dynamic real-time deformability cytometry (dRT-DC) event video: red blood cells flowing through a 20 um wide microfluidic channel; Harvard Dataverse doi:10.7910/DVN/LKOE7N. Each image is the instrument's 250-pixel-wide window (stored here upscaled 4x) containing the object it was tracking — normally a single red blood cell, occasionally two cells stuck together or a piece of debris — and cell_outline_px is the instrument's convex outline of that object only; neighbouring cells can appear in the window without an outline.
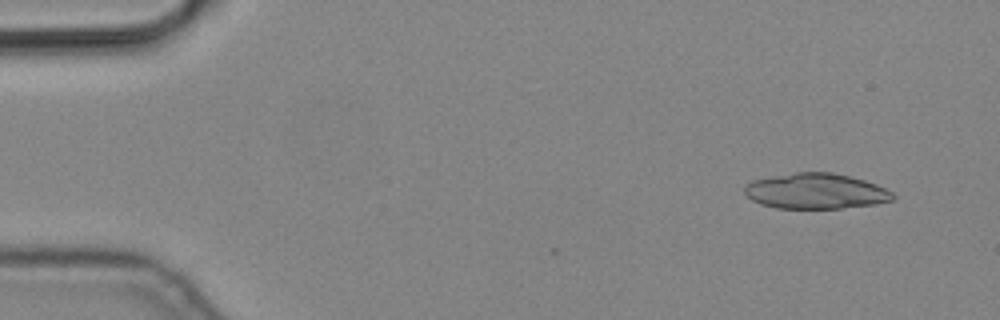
{"species": "common noctule bat (a hibernating species)", "species_latin": "Nyctalus noctula", "temperature_condition": "cold", "stored_images_in_passage": 8, "camera_frame_rate_fps": 3000, "um_per_image_px": 0.085, "animal": {"sex": "male", "body_mass_g": 19.2, "forearm_length_mm": 51.8}, "frame": {"image": 1, "passage_image": 2, "time_ms": 0.333, "image_size_px": [1000, 320], "cell_outline_px": [[896, 196], [892, 200], [876, 204], [840, 208], [776, 208], [760, 204], [752, 200], [744, 192], [744, 184], [752, 180], [772, 176], [796, 172], [832, 172], [864, 180], [876, 184], [892, 192]], "centroid_in_image_um": [69.32, 16.24], "position_along_channel_um": 15.7, "area_um2": 30.69}}
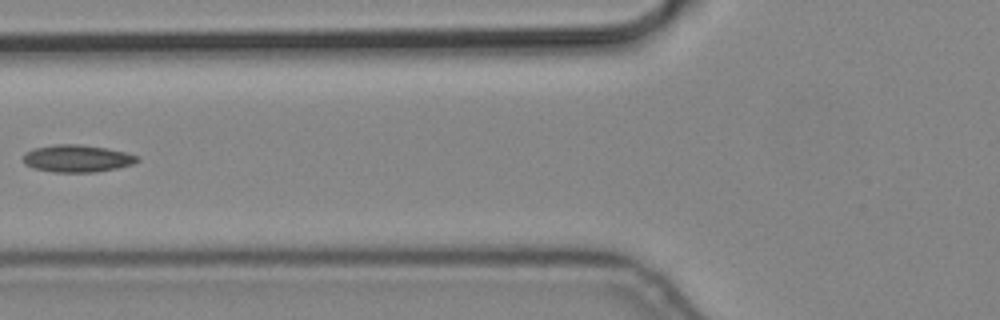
{"frame": {"image": 2, "passage_image": 7, "time_ms": 2.0, "image_size_px": [1000, 320], "cell_outline_px": [[140, 160], [132, 164], [116, 168], [96, 172], [52, 172], [36, 168], [24, 164], [24, 152], [32, 148], [56, 144], [80, 144], [108, 148], [140, 156]], "centroid_in_image_um": [6.56, 13.46], "position_along_channel_um": 119.2, "area_um2": 18.21}}
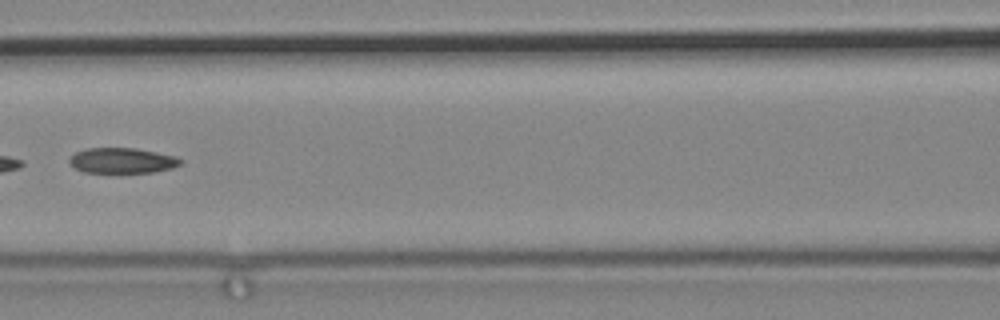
{"frame": {"image": 3, "passage_image": 8, "time_ms": 2.333, "image_size_px": [1000, 320], "cell_outline_px": [[184, 160], [180, 164], [172, 168], [152, 172], [84, 172], [76, 168], [68, 160], [76, 152], [88, 148], [136, 148], [176, 156]], "centroid_in_image_um": [10.42, 13.64], "position_along_channel_um": 156.2, "area_um2": 16.24}}